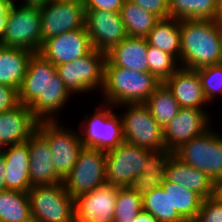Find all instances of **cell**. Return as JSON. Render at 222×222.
Masks as SVG:
<instances>
[{
	"label": "cell",
	"instance_id": "6da1fadb",
	"mask_svg": "<svg viewBox=\"0 0 222 222\" xmlns=\"http://www.w3.org/2000/svg\"><path fill=\"white\" fill-rule=\"evenodd\" d=\"M180 62L198 70L222 63V28L217 20H180Z\"/></svg>",
	"mask_w": 222,
	"mask_h": 222
},
{
	"label": "cell",
	"instance_id": "7a4b0ae2",
	"mask_svg": "<svg viewBox=\"0 0 222 222\" xmlns=\"http://www.w3.org/2000/svg\"><path fill=\"white\" fill-rule=\"evenodd\" d=\"M150 72H137L120 66H104L103 103L115 107L145 103L161 84Z\"/></svg>",
	"mask_w": 222,
	"mask_h": 222
},
{
	"label": "cell",
	"instance_id": "3957f363",
	"mask_svg": "<svg viewBox=\"0 0 222 222\" xmlns=\"http://www.w3.org/2000/svg\"><path fill=\"white\" fill-rule=\"evenodd\" d=\"M1 46L39 52L42 45L40 7L13 2L8 14Z\"/></svg>",
	"mask_w": 222,
	"mask_h": 222
},
{
	"label": "cell",
	"instance_id": "277c9868",
	"mask_svg": "<svg viewBox=\"0 0 222 222\" xmlns=\"http://www.w3.org/2000/svg\"><path fill=\"white\" fill-rule=\"evenodd\" d=\"M28 198L33 222H75L74 198L63 183L35 185Z\"/></svg>",
	"mask_w": 222,
	"mask_h": 222
},
{
	"label": "cell",
	"instance_id": "5b68a950",
	"mask_svg": "<svg viewBox=\"0 0 222 222\" xmlns=\"http://www.w3.org/2000/svg\"><path fill=\"white\" fill-rule=\"evenodd\" d=\"M212 128L183 144L175 156L205 173L215 184L222 179V137Z\"/></svg>",
	"mask_w": 222,
	"mask_h": 222
},
{
	"label": "cell",
	"instance_id": "8992f818",
	"mask_svg": "<svg viewBox=\"0 0 222 222\" xmlns=\"http://www.w3.org/2000/svg\"><path fill=\"white\" fill-rule=\"evenodd\" d=\"M122 115L124 142L156 151L165 148L164 130L157 124L145 103H127Z\"/></svg>",
	"mask_w": 222,
	"mask_h": 222
},
{
	"label": "cell",
	"instance_id": "52a82bcc",
	"mask_svg": "<svg viewBox=\"0 0 222 222\" xmlns=\"http://www.w3.org/2000/svg\"><path fill=\"white\" fill-rule=\"evenodd\" d=\"M100 106L89 119L82 120L85 127H79V136L83 147L106 152L124 142L123 127L121 117L112 111L115 106L103 102Z\"/></svg>",
	"mask_w": 222,
	"mask_h": 222
},
{
	"label": "cell",
	"instance_id": "ba28073f",
	"mask_svg": "<svg viewBox=\"0 0 222 222\" xmlns=\"http://www.w3.org/2000/svg\"><path fill=\"white\" fill-rule=\"evenodd\" d=\"M105 62L106 54L93 49L84 57L57 65L56 71L71 95L83 94L96 90L97 87L102 90Z\"/></svg>",
	"mask_w": 222,
	"mask_h": 222
},
{
	"label": "cell",
	"instance_id": "9c48e42d",
	"mask_svg": "<svg viewBox=\"0 0 222 222\" xmlns=\"http://www.w3.org/2000/svg\"><path fill=\"white\" fill-rule=\"evenodd\" d=\"M106 181V152L83 147L76 164L63 180L65 190L76 198L93 191Z\"/></svg>",
	"mask_w": 222,
	"mask_h": 222
},
{
	"label": "cell",
	"instance_id": "30bf717a",
	"mask_svg": "<svg viewBox=\"0 0 222 222\" xmlns=\"http://www.w3.org/2000/svg\"><path fill=\"white\" fill-rule=\"evenodd\" d=\"M37 131L47 140L56 172L65 179L83 148L79 131L62 127L57 121L39 122Z\"/></svg>",
	"mask_w": 222,
	"mask_h": 222
},
{
	"label": "cell",
	"instance_id": "8fae6325",
	"mask_svg": "<svg viewBox=\"0 0 222 222\" xmlns=\"http://www.w3.org/2000/svg\"><path fill=\"white\" fill-rule=\"evenodd\" d=\"M150 150L123 142L106 151V181L114 187H129L144 170Z\"/></svg>",
	"mask_w": 222,
	"mask_h": 222
},
{
	"label": "cell",
	"instance_id": "7c38bea8",
	"mask_svg": "<svg viewBox=\"0 0 222 222\" xmlns=\"http://www.w3.org/2000/svg\"><path fill=\"white\" fill-rule=\"evenodd\" d=\"M40 15L42 43L68 31L85 28V7L81 2L51 0L40 7Z\"/></svg>",
	"mask_w": 222,
	"mask_h": 222
},
{
	"label": "cell",
	"instance_id": "4fadbf2b",
	"mask_svg": "<svg viewBox=\"0 0 222 222\" xmlns=\"http://www.w3.org/2000/svg\"><path fill=\"white\" fill-rule=\"evenodd\" d=\"M85 29L93 49L105 54L128 36L120 12L85 10Z\"/></svg>",
	"mask_w": 222,
	"mask_h": 222
},
{
	"label": "cell",
	"instance_id": "5bb4252c",
	"mask_svg": "<svg viewBox=\"0 0 222 222\" xmlns=\"http://www.w3.org/2000/svg\"><path fill=\"white\" fill-rule=\"evenodd\" d=\"M204 109L181 107L177 115L163 129L165 148L176 151L191 139L202 135L212 125Z\"/></svg>",
	"mask_w": 222,
	"mask_h": 222
},
{
	"label": "cell",
	"instance_id": "9a60e30c",
	"mask_svg": "<svg viewBox=\"0 0 222 222\" xmlns=\"http://www.w3.org/2000/svg\"><path fill=\"white\" fill-rule=\"evenodd\" d=\"M118 187L105 183L74 198L75 222H114Z\"/></svg>",
	"mask_w": 222,
	"mask_h": 222
},
{
	"label": "cell",
	"instance_id": "2e32d148",
	"mask_svg": "<svg viewBox=\"0 0 222 222\" xmlns=\"http://www.w3.org/2000/svg\"><path fill=\"white\" fill-rule=\"evenodd\" d=\"M93 50L85 28L68 31L44 40L39 53L55 66L84 57Z\"/></svg>",
	"mask_w": 222,
	"mask_h": 222
},
{
	"label": "cell",
	"instance_id": "e0dca14e",
	"mask_svg": "<svg viewBox=\"0 0 222 222\" xmlns=\"http://www.w3.org/2000/svg\"><path fill=\"white\" fill-rule=\"evenodd\" d=\"M38 123L33 112L23 104L0 113V146L27 142L37 131Z\"/></svg>",
	"mask_w": 222,
	"mask_h": 222
},
{
	"label": "cell",
	"instance_id": "ac0fdd59",
	"mask_svg": "<svg viewBox=\"0 0 222 222\" xmlns=\"http://www.w3.org/2000/svg\"><path fill=\"white\" fill-rule=\"evenodd\" d=\"M30 158L31 185H55L63 183V178L56 172L52 153L47 140L36 131L27 141Z\"/></svg>",
	"mask_w": 222,
	"mask_h": 222
},
{
	"label": "cell",
	"instance_id": "d6986e66",
	"mask_svg": "<svg viewBox=\"0 0 222 222\" xmlns=\"http://www.w3.org/2000/svg\"><path fill=\"white\" fill-rule=\"evenodd\" d=\"M163 83L172 92L180 107L204 109L202 107L208 103L201 86L198 70L179 67Z\"/></svg>",
	"mask_w": 222,
	"mask_h": 222
},
{
	"label": "cell",
	"instance_id": "ffe728a7",
	"mask_svg": "<svg viewBox=\"0 0 222 222\" xmlns=\"http://www.w3.org/2000/svg\"><path fill=\"white\" fill-rule=\"evenodd\" d=\"M5 157V189L28 193L33 187L30 181V158L27 142L2 148Z\"/></svg>",
	"mask_w": 222,
	"mask_h": 222
},
{
	"label": "cell",
	"instance_id": "44dd1931",
	"mask_svg": "<svg viewBox=\"0 0 222 222\" xmlns=\"http://www.w3.org/2000/svg\"><path fill=\"white\" fill-rule=\"evenodd\" d=\"M56 66L39 52L30 57L27 72L18 90L19 103L29 106L40 93L46 91L47 79L52 78Z\"/></svg>",
	"mask_w": 222,
	"mask_h": 222
},
{
	"label": "cell",
	"instance_id": "7402d4cb",
	"mask_svg": "<svg viewBox=\"0 0 222 222\" xmlns=\"http://www.w3.org/2000/svg\"><path fill=\"white\" fill-rule=\"evenodd\" d=\"M147 48L146 38L127 36L106 53L105 66H120L137 72H148Z\"/></svg>",
	"mask_w": 222,
	"mask_h": 222
},
{
	"label": "cell",
	"instance_id": "603a6c76",
	"mask_svg": "<svg viewBox=\"0 0 222 222\" xmlns=\"http://www.w3.org/2000/svg\"><path fill=\"white\" fill-rule=\"evenodd\" d=\"M69 97L71 94L56 71L52 78L47 79L46 91L40 93L28 107L39 122H53L58 120L53 113L57 115Z\"/></svg>",
	"mask_w": 222,
	"mask_h": 222
},
{
	"label": "cell",
	"instance_id": "cb8c5ba5",
	"mask_svg": "<svg viewBox=\"0 0 222 222\" xmlns=\"http://www.w3.org/2000/svg\"><path fill=\"white\" fill-rule=\"evenodd\" d=\"M174 156L175 152L167 148L151 151L142 174L137 176L129 187L142 197L154 188L161 187L166 179L168 164Z\"/></svg>",
	"mask_w": 222,
	"mask_h": 222
},
{
	"label": "cell",
	"instance_id": "d4e9b609",
	"mask_svg": "<svg viewBox=\"0 0 222 222\" xmlns=\"http://www.w3.org/2000/svg\"><path fill=\"white\" fill-rule=\"evenodd\" d=\"M166 180L194 191L203 199L214 196L215 184L212 180L205 173L182 162L176 156L168 164Z\"/></svg>",
	"mask_w": 222,
	"mask_h": 222
},
{
	"label": "cell",
	"instance_id": "484cf974",
	"mask_svg": "<svg viewBox=\"0 0 222 222\" xmlns=\"http://www.w3.org/2000/svg\"><path fill=\"white\" fill-rule=\"evenodd\" d=\"M33 52L0 45V84L19 90Z\"/></svg>",
	"mask_w": 222,
	"mask_h": 222
},
{
	"label": "cell",
	"instance_id": "4316f807",
	"mask_svg": "<svg viewBox=\"0 0 222 222\" xmlns=\"http://www.w3.org/2000/svg\"><path fill=\"white\" fill-rule=\"evenodd\" d=\"M149 45L173 55L180 62V20L160 19L146 37Z\"/></svg>",
	"mask_w": 222,
	"mask_h": 222
},
{
	"label": "cell",
	"instance_id": "83f0119b",
	"mask_svg": "<svg viewBox=\"0 0 222 222\" xmlns=\"http://www.w3.org/2000/svg\"><path fill=\"white\" fill-rule=\"evenodd\" d=\"M121 19L128 36L146 38L160 20L159 17L145 11L131 0H125L120 9Z\"/></svg>",
	"mask_w": 222,
	"mask_h": 222
},
{
	"label": "cell",
	"instance_id": "f1b7e54d",
	"mask_svg": "<svg viewBox=\"0 0 222 222\" xmlns=\"http://www.w3.org/2000/svg\"><path fill=\"white\" fill-rule=\"evenodd\" d=\"M0 220L33 222L28 193L9 189L0 191Z\"/></svg>",
	"mask_w": 222,
	"mask_h": 222
},
{
	"label": "cell",
	"instance_id": "f546056e",
	"mask_svg": "<svg viewBox=\"0 0 222 222\" xmlns=\"http://www.w3.org/2000/svg\"><path fill=\"white\" fill-rule=\"evenodd\" d=\"M169 9L176 20H217V0H169Z\"/></svg>",
	"mask_w": 222,
	"mask_h": 222
},
{
	"label": "cell",
	"instance_id": "4dcf8cb0",
	"mask_svg": "<svg viewBox=\"0 0 222 222\" xmlns=\"http://www.w3.org/2000/svg\"><path fill=\"white\" fill-rule=\"evenodd\" d=\"M154 120L163 129L177 115L180 110L178 101L172 92L162 82L145 102Z\"/></svg>",
	"mask_w": 222,
	"mask_h": 222
},
{
	"label": "cell",
	"instance_id": "1f68e13d",
	"mask_svg": "<svg viewBox=\"0 0 222 222\" xmlns=\"http://www.w3.org/2000/svg\"><path fill=\"white\" fill-rule=\"evenodd\" d=\"M161 187H170V200L173 210H176L186 222H194L203 198L194 191L166 179Z\"/></svg>",
	"mask_w": 222,
	"mask_h": 222
},
{
	"label": "cell",
	"instance_id": "d6a6232c",
	"mask_svg": "<svg viewBox=\"0 0 222 222\" xmlns=\"http://www.w3.org/2000/svg\"><path fill=\"white\" fill-rule=\"evenodd\" d=\"M143 210L150 213L158 222H186L170 200V187H157L142 197Z\"/></svg>",
	"mask_w": 222,
	"mask_h": 222
},
{
	"label": "cell",
	"instance_id": "836d02e7",
	"mask_svg": "<svg viewBox=\"0 0 222 222\" xmlns=\"http://www.w3.org/2000/svg\"><path fill=\"white\" fill-rule=\"evenodd\" d=\"M146 57L148 60V72L161 82H164L180 67L179 61L173 55L149 44Z\"/></svg>",
	"mask_w": 222,
	"mask_h": 222
},
{
	"label": "cell",
	"instance_id": "e575fe53",
	"mask_svg": "<svg viewBox=\"0 0 222 222\" xmlns=\"http://www.w3.org/2000/svg\"><path fill=\"white\" fill-rule=\"evenodd\" d=\"M142 210V196L136 194L130 187L118 188L114 219L133 218Z\"/></svg>",
	"mask_w": 222,
	"mask_h": 222
},
{
	"label": "cell",
	"instance_id": "d590c367",
	"mask_svg": "<svg viewBox=\"0 0 222 222\" xmlns=\"http://www.w3.org/2000/svg\"><path fill=\"white\" fill-rule=\"evenodd\" d=\"M198 75L205 98L211 103L217 94L222 93V63L200 68Z\"/></svg>",
	"mask_w": 222,
	"mask_h": 222
},
{
	"label": "cell",
	"instance_id": "8d00e7d4",
	"mask_svg": "<svg viewBox=\"0 0 222 222\" xmlns=\"http://www.w3.org/2000/svg\"><path fill=\"white\" fill-rule=\"evenodd\" d=\"M194 222H222V202L215 196L203 199Z\"/></svg>",
	"mask_w": 222,
	"mask_h": 222
},
{
	"label": "cell",
	"instance_id": "74e56055",
	"mask_svg": "<svg viewBox=\"0 0 222 222\" xmlns=\"http://www.w3.org/2000/svg\"><path fill=\"white\" fill-rule=\"evenodd\" d=\"M145 11L153 13L160 19L170 17L169 0H131Z\"/></svg>",
	"mask_w": 222,
	"mask_h": 222
},
{
	"label": "cell",
	"instance_id": "f35d334b",
	"mask_svg": "<svg viewBox=\"0 0 222 222\" xmlns=\"http://www.w3.org/2000/svg\"><path fill=\"white\" fill-rule=\"evenodd\" d=\"M18 90L4 84H0V113L9 111L19 105Z\"/></svg>",
	"mask_w": 222,
	"mask_h": 222
},
{
	"label": "cell",
	"instance_id": "ab89813d",
	"mask_svg": "<svg viewBox=\"0 0 222 222\" xmlns=\"http://www.w3.org/2000/svg\"><path fill=\"white\" fill-rule=\"evenodd\" d=\"M125 0H84L85 10L120 12Z\"/></svg>",
	"mask_w": 222,
	"mask_h": 222
},
{
	"label": "cell",
	"instance_id": "60d3db41",
	"mask_svg": "<svg viewBox=\"0 0 222 222\" xmlns=\"http://www.w3.org/2000/svg\"><path fill=\"white\" fill-rule=\"evenodd\" d=\"M12 4L13 0H0V40L4 35L7 22V14Z\"/></svg>",
	"mask_w": 222,
	"mask_h": 222
},
{
	"label": "cell",
	"instance_id": "b9f144b4",
	"mask_svg": "<svg viewBox=\"0 0 222 222\" xmlns=\"http://www.w3.org/2000/svg\"><path fill=\"white\" fill-rule=\"evenodd\" d=\"M114 222H158L150 213L142 210L133 218L114 219Z\"/></svg>",
	"mask_w": 222,
	"mask_h": 222
},
{
	"label": "cell",
	"instance_id": "7bdbcfd3",
	"mask_svg": "<svg viewBox=\"0 0 222 222\" xmlns=\"http://www.w3.org/2000/svg\"><path fill=\"white\" fill-rule=\"evenodd\" d=\"M5 157L2 152H0V191L5 190Z\"/></svg>",
	"mask_w": 222,
	"mask_h": 222
},
{
	"label": "cell",
	"instance_id": "ee69618b",
	"mask_svg": "<svg viewBox=\"0 0 222 222\" xmlns=\"http://www.w3.org/2000/svg\"><path fill=\"white\" fill-rule=\"evenodd\" d=\"M16 0H13L15 2ZM22 5H28V6H34V7H42L44 6L47 2L51 0H22Z\"/></svg>",
	"mask_w": 222,
	"mask_h": 222
},
{
	"label": "cell",
	"instance_id": "f6af8a7d",
	"mask_svg": "<svg viewBox=\"0 0 222 222\" xmlns=\"http://www.w3.org/2000/svg\"><path fill=\"white\" fill-rule=\"evenodd\" d=\"M214 196L222 202V179L218 180L214 186Z\"/></svg>",
	"mask_w": 222,
	"mask_h": 222
},
{
	"label": "cell",
	"instance_id": "bcb514c9",
	"mask_svg": "<svg viewBox=\"0 0 222 222\" xmlns=\"http://www.w3.org/2000/svg\"><path fill=\"white\" fill-rule=\"evenodd\" d=\"M217 21H222V0H217Z\"/></svg>",
	"mask_w": 222,
	"mask_h": 222
},
{
	"label": "cell",
	"instance_id": "7dc6e473",
	"mask_svg": "<svg viewBox=\"0 0 222 222\" xmlns=\"http://www.w3.org/2000/svg\"><path fill=\"white\" fill-rule=\"evenodd\" d=\"M67 1H77L83 3L84 0H67Z\"/></svg>",
	"mask_w": 222,
	"mask_h": 222
}]
</instances>
